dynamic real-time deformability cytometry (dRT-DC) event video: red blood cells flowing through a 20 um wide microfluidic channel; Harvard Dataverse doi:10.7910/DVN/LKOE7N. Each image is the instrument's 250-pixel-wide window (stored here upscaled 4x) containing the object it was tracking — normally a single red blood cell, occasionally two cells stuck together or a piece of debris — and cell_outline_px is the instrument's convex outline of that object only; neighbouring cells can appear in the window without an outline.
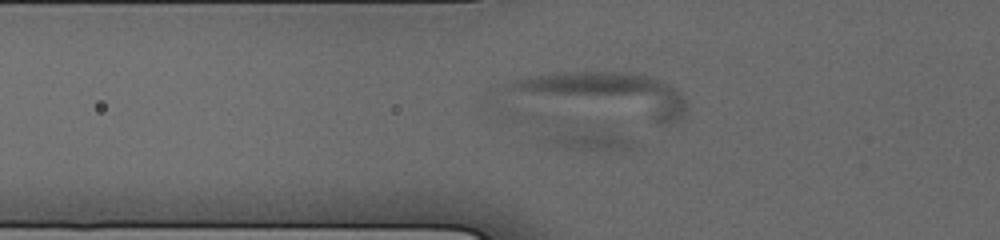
{"species": "human", "species_latin": "Homo sapiens", "temperature_condition": "cold", "stored_images_in_passage": 11, "segment_of_instrument_passage": [2, 2], "camera_frame_rate_fps": 3000, "um_per_image_px": 0.085, "donor": {"sex": "male"}, "frame": {"image": 1, "passage_image": 10, "time_ms": 7.667, "image_size_px": [1000, 240], "cell_outline_px": [[632, 148], [564, 148], [548, 144], [504, 124], [484, 112], [480, 104], [480, 96], [488, 92], [632, 140]], "centroid_in_image_um": [46.69, 10.67], "position_along_channel_um": 79.1, "area_um2": 26.24}}